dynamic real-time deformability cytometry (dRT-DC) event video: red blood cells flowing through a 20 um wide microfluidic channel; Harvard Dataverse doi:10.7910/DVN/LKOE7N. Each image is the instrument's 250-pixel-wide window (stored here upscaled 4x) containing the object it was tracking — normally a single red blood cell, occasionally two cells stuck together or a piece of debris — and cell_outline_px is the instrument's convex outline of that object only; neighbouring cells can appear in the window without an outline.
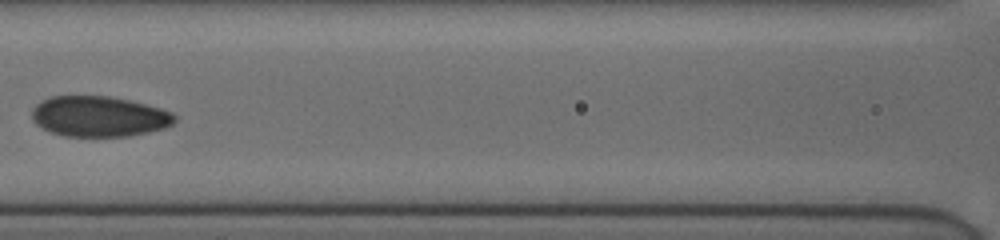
{"species": "human", "species_latin": "Homo sapiens", "temperature_condition": "cold", "stored_images_in_passage": 11, "segment_of_instrument_passage": [2, 2], "camera_frame_rate_fps": 3000, "um_per_image_px": 0.085, "donor": {"sex": "female"}, "frame": {"image": 1, "passage_image": 8, "time_ms": 5.667, "image_size_px": [1000, 240], "cell_outline_px": [[176, 120], [172, 124], [164, 128], [148, 132], [128, 136], [64, 136], [52, 132], [36, 124], [32, 120], [32, 108], [36, 104], [52, 96], [108, 96], [128, 100], [160, 108], [172, 112], [176, 116]], "centroid_in_image_um": [8.42, 9.9], "position_along_channel_um": 158.2, "area_um2": 33.52}}